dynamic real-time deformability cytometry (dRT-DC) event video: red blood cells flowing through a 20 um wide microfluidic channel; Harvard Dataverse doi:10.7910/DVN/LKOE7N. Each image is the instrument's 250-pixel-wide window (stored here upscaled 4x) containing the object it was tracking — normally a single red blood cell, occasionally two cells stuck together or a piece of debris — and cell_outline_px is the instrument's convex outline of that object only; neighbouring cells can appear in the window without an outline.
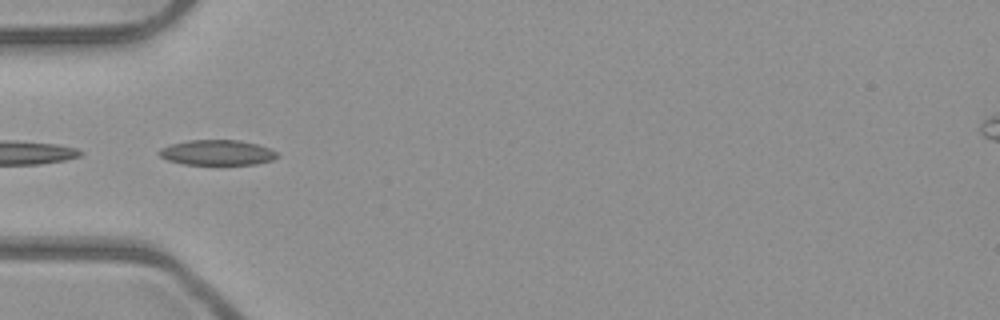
{"species": "common noctule bat (a hibernating species)", "species_latin": "Nyctalus noctula", "temperature_condition": "room temperature", "stored_images_in_passage": 7, "camera_frame_rate_fps": 3000, "um_per_image_px": 0.085, "animal": {"sex": "male", "body_mass_g": 23.1, "forearm_length_mm": 52.7}, "frame": {"image": 1, "passage_image": 2, "time_ms": 0.333, "image_size_px": [1000, 320], "cell_outline_px": [[280, 156], [272, 160], [256, 164], [184, 164], [168, 160], [160, 156], [156, 152], [160, 148], [172, 144], [188, 140], [240, 140], [256, 144], [268, 148], [276, 152]], "centroid_in_image_um": [18.45, 12.96], "position_along_channel_um": 66.6, "area_um2": 17.28}}